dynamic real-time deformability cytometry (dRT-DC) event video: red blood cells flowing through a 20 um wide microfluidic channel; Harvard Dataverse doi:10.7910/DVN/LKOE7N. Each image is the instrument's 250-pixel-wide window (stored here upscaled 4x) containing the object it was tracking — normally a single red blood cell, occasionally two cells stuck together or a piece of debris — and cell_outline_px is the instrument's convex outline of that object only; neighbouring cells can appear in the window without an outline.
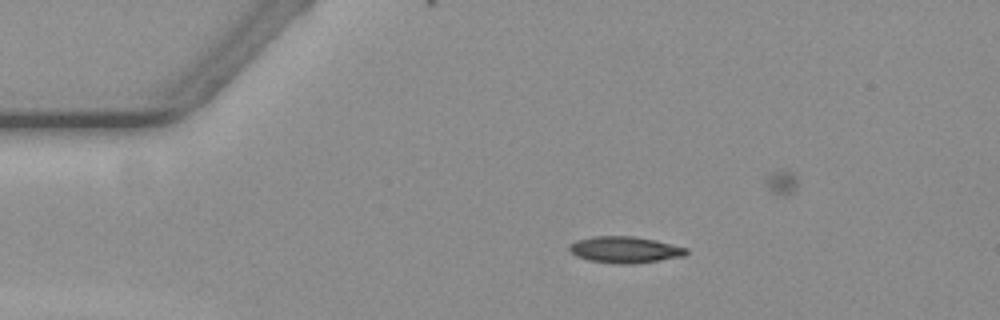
{"species": "common noctule bat (a hibernating species)", "species_latin": "Nyctalus noctula", "temperature_condition": "warm", "stored_images_in_passage": 45, "camera_frame_rate_fps": 3000, "um_per_image_px": 0.085, "animal": {"sex": "female", "body_mass_g": 19.3, "forearm_length_mm": 54.1}, "frame": {"image": 1, "passage_image": 1, "time_ms": 0.0, "image_size_px": [1000, 320], "cell_outline_px": [[688, 252], [684, 256], [632, 264], [616, 264], [588, 260], [576, 256], [568, 248], [568, 244], [576, 240], [596, 236], [632, 236], [652, 240], [688, 248]], "centroid_in_image_um": [53.07, 21.23], "position_along_channel_um": 31.9, "area_um2": 17.86}}
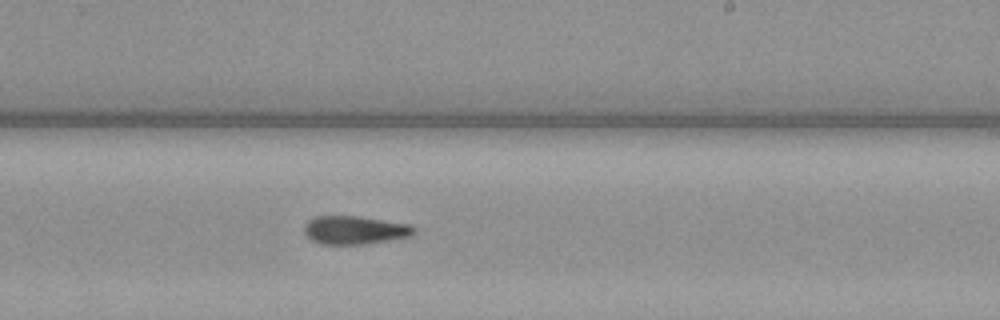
{"frame": {"image": 2, "passage_image": 24, "time_ms": 7.667, "image_size_px": [1000, 320], "cell_outline_px": [[416, 232], [412, 236], [364, 244], [320, 244], [312, 240], [304, 232], [304, 224], [308, 220], [316, 216], [360, 216], [408, 224], [416, 228]], "centroid_in_image_um": [30.15, 19.55], "position_along_channel_um": 258.8, "area_um2": 18.15}}
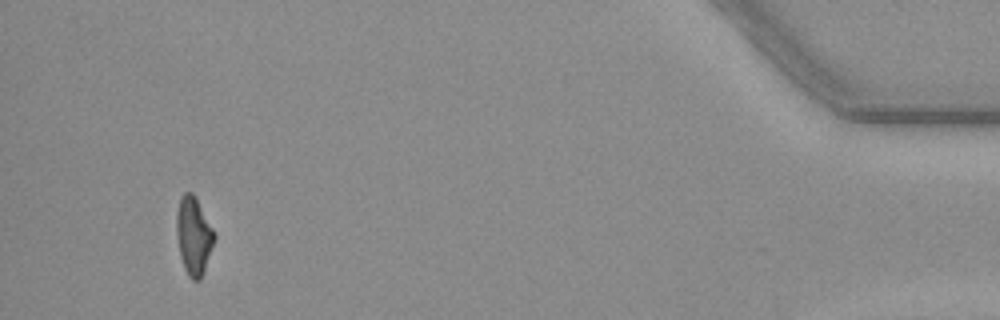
{"frame": {"image": 3, "passage_image": 44, "time_ms": 14.333, "image_size_px": [1000, 320], "cell_outline_px": [[216, 236], [200, 280], [192, 280], [188, 276], [184, 268], [180, 256], [176, 232], [176, 212], [180, 196], [184, 192], [192, 192], [212, 228]], "centroid_in_image_um": [16.43, 20.04], "position_along_channel_um": 418.8, "area_um2": 16.88}}